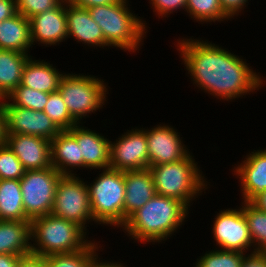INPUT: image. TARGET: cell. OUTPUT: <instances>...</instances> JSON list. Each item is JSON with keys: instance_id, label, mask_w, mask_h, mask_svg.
Returning <instances> with one entry per match:
<instances>
[{"instance_id": "cell-35", "label": "cell", "mask_w": 266, "mask_h": 267, "mask_svg": "<svg viewBox=\"0 0 266 267\" xmlns=\"http://www.w3.org/2000/svg\"><path fill=\"white\" fill-rule=\"evenodd\" d=\"M247 0H219L222 11L230 18L238 14ZM238 12V13H237Z\"/></svg>"}, {"instance_id": "cell-1", "label": "cell", "mask_w": 266, "mask_h": 267, "mask_svg": "<svg viewBox=\"0 0 266 267\" xmlns=\"http://www.w3.org/2000/svg\"><path fill=\"white\" fill-rule=\"evenodd\" d=\"M190 40L178 42L179 51L198 87L228 101L261 86L260 77L239 57L215 44Z\"/></svg>"}, {"instance_id": "cell-26", "label": "cell", "mask_w": 266, "mask_h": 267, "mask_svg": "<svg viewBox=\"0 0 266 267\" xmlns=\"http://www.w3.org/2000/svg\"><path fill=\"white\" fill-rule=\"evenodd\" d=\"M244 202L242 210L246 217L251 240L254 244L258 243L254 252H266V212L261 211L251 202Z\"/></svg>"}, {"instance_id": "cell-40", "label": "cell", "mask_w": 266, "mask_h": 267, "mask_svg": "<svg viewBox=\"0 0 266 267\" xmlns=\"http://www.w3.org/2000/svg\"><path fill=\"white\" fill-rule=\"evenodd\" d=\"M6 138H7L6 115L3 108V104L0 101V146L5 145Z\"/></svg>"}, {"instance_id": "cell-14", "label": "cell", "mask_w": 266, "mask_h": 267, "mask_svg": "<svg viewBox=\"0 0 266 267\" xmlns=\"http://www.w3.org/2000/svg\"><path fill=\"white\" fill-rule=\"evenodd\" d=\"M178 133L168 126L146 131L149 167L180 161L188 155Z\"/></svg>"}, {"instance_id": "cell-41", "label": "cell", "mask_w": 266, "mask_h": 267, "mask_svg": "<svg viewBox=\"0 0 266 267\" xmlns=\"http://www.w3.org/2000/svg\"><path fill=\"white\" fill-rule=\"evenodd\" d=\"M22 256L0 254V267H16Z\"/></svg>"}, {"instance_id": "cell-25", "label": "cell", "mask_w": 266, "mask_h": 267, "mask_svg": "<svg viewBox=\"0 0 266 267\" xmlns=\"http://www.w3.org/2000/svg\"><path fill=\"white\" fill-rule=\"evenodd\" d=\"M0 220H29L23 207L20 179L0 180Z\"/></svg>"}, {"instance_id": "cell-11", "label": "cell", "mask_w": 266, "mask_h": 267, "mask_svg": "<svg viewBox=\"0 0 266 267\" xmlns=\"http://www.w3.org/2000/svg\"><path fill=\"white\" fill-rule=\"evenodd\" d=\"M6 115L7 134L40 136L51 141L61 130L44 113L2 102Z\"/></svg>"}, {"instance_id": "cell-3", "label": "cell", "mask_w": 266, "mask_h": 267, "mask_svg": "<svg viewBox=\"0 0 266 267\" xmlns=\"http://www.w3.org/2000/svg\"><path fill=\"white\" fill-rule=\"evenodd\" d=\"M85 233L75 222L51 213L34 218L31 221V238L39 247L31 246L32 254L47 257L81 250L90 243L83 240Z\"/></svg>"}, {"instance_id": "cell-24", "label": "cell", "mask_w": 266, "mask_h": 267, "mask_svg": "<svg viewBox=\"0 0 266 267\" xmlns=\"http://www.w3.org/2000/svg\"><path fill=\"white\" fill-rule=\"evenodd\" d=\"M30 57L12 50L0 49V100L21 84L25 64Z\"/></svg>"}, {"instance_id": "cell-6", "label": "cell", "mask_w": 266, "mask_h": 267, "mask_svg": "<svg viewBox=\"0 0 266 267\" xmlns=\"http://www.w3.org/2000/svg\"><path fill=\"white\" fill-rule=\"evenodd\" d=\"M93 185L88 186L95 222L124 225V171L105 169Z\"/></svg>"}, {"instance_id": "cell-28", "label": "cell", "mask_w": 266, "mask_h": 267, "mask_svg": "<svg viewBox=\"0 0 266 267\" xmlns=\"http://www.w3.org/2000/svg\"><path fill=\"white\" fill-rule=\"evenodd\" d=\"M49 93L31 89L21 84L14 89L6 99H12L14 106L28 108L34 111H43L48 103Z\"/></svg>"}, {"instance_id": "cell-17", "label": "cell", "mask_w": 266, "mask_h": 267, "mask_svg": "<svg viewBox=\"0 0 266 267\" xmlns=\"http://www.w3.org/2000/svg\"><path fill=\"white\" fill-rule=\"evenodd\" d=\"M125 198L124 224L126 219L137 209L144 206L155 194L154 179L151 171L133 170L124 171Z\"/></svg>"}, {"instance_id": "cell-19", "label": "cell", "mask_w": 266, "mask_h": 267, "mask_svg": "<svg viewBox=\"0 0 266 267\" xmlns=\"http://www.w3.org/2000/svg\"><path fill=\"white\" fill-rule=\"evenodd\" d=\"M66 21L69 36L85 44L105 46L102 30L92 19L88 9L66 5Z\"/></svg>"}, {"instance_id": "cell-8", "label": "cell", "mask_w": 266, "mask_h": 267, "mask_svg": "<svg viewBox=\"0 0 266 267\" xmlns=\"http://www.w3.org/2000/svg\"><path fill=\"white\" fill-rule=\"evenodd\" d=\"M61 176L52 166L25 171L20 187L25 215L30 221L52 212L56 186Z\"/></svg>"}, {"instance_id": "cell-29", "label": "cell", "mask_w": 266, "mask_h": 267, "mask_svg": "<svg viewBox=\"0 0 266 267\" xmlns=\"http://www.w3.org/2000/svg\"><path fill=\"white\" fill-rule=\"evenodd\" d=\"M43 111L61 131L69 130L78 124L69 114L59 91L49 93L48 103Z\"/></svg>"}, {"instance_id": "cell-37", "label": "cell", "mask_w": 266, "mask_h": 267, "mask_svg": "<svg viewBox=\"0 0 266 267\" xmlns=\"http://www.w3.org/2000/svg\"><path fill=\"white\" fill-rule=\"evenodd\" d=\"M16 267H49V265L45 257L30 254L21 257Z\"/></svg>"}, {"instance_id": "cell-20", "label": "cell", "mask_w": 266, "mask_h": 267, "mask_svg": "<svg viewBox=\"0 0 266 267\" xmlns=\"http://www.w3.org/2000/svg\"><path fill=\"white\" fill-rule=\"evenodd\" d=\"M31 221L0 220V254L28 256L32 254Z\"/></svg>"}, {"instance_id": "cell-43", "label": "cell", "mask_w": 266, "mask_h": 267, "mask_svg": "<svg viewBox=\"0 0 266 267\" xmlns=\"http://www.w3.org/2000/svg\"><path fill=\"white\" fill-rule=\"evenodd\" d=\"M99 260L97 258H94L88 265V267H123L121 264L116 263H98Z\"/></svg>"}, {"instance_id": "cell-42", "label": "cell", "mask_w": 266, "mask_h": 267, "mask_svg": "<svg viewBox=\"0 0 266 267\" xmlns=\"http://www.w3.org/2000/svg\"><path fill=\"white\" fill-rule=\"evenodd\" d=\"M251 203L261 211L266 212V191L256 196Z\"/></svg>"}, {"instance_id": "cell-16", "label": "cell", "mask_w": 266, "mask_h": 267, "mask_svg": "<svg viewBox=\"0 0 266 267\" xmlns=\"http://www.w3.org/2000/svg\"><path fill=\"white\" fill-rule=\"evenodd\" d=\"M80 144L81 156H83V167L108 169L110 165V143L109 140L99 134L84 129L78 125L68 130Z\"/></svg>"}, {"instance_id": "cell-2", "label": "cell", "mask_w": 266, "mask_h": 267, "mask_svg": "<svg viewBox=\"0 0 266 267\" xmlns=\"http://www.w3.org/2000/svg\"><path fill=\"white\" fill-rule=\"evenodd\" d=\"M187 213L188 206L185 203L155 194L144 206L133 212L123 226L134 239L159 242L167 239L182 224Z\"/></svg>"}, {"instance_id": "cell-7", "label": "cell", "mask_w": 266, "mask_h": 267, "mask_svg": "<svg viewBox=\"0 0 266 267\" xmlns=\"http://www.w3.org/2000/svg\"><path fill=\"white\" fill-rule=\"evenodd\" d=\"M106 90L98 78L77 74L63 75L58 88L69 114L78 124L80 118L102 106L106 99Z\"/></svg>"}, {"instance_id": "cell-27", "label": "cell", "mask_w": 266, "mask_h": 267, "mask_svg": "<svg viewBox=\"0 0 266 267\" xmlns=\"http://www.w3.org/2000/svg\"><path fill=\"white\" fill-rule=\"evenodd\" d=\"M95 243L90 242L85 248L63 254H54L45 257L49 267H88L89 263L97 256Z\"/></svg>"}, {"instance_id": "cell-23", "label": "cell", "mask_w": 266, "mask_h": 267, "mask_svg": "<svg viewBox=\"0 0 266 267\" xmlns=\"http://www.w3.org/2000/svg\"><path fill=\"white\" fill-rule=\"evenodd\" d=\"M63 74H59L50 63L28 59L24 66L21 85L46 93L58 91L59 82Z\"/></svg>"}, {"instance_id": "cell-32", "label": "cell", "mask_w": 266, "mask_h": 267, "mask_svg": "<svg viewBox=\"0 0 266 267\" xmlns=\"http://www.w3.org/2000/svg\"><path fill=\"white\" fill-rule=\"evenodd\" d=\"M25 171L22 163L11 149L6 144L0 146V180L21 179Z\"/></svg>"}, {"instance_id": "cell-38", "label": "cell", "mask_w": 266, "mask_h": 267, "mask_svg": "<svg viewBox=\"0 0 266 267\" xmlns=\"http://www.w3.org/2000/svg\"><path fill=\"white\" fill-rule=\"evenodd\" d=\"M65 4H71L73 6H77L80 8H90L95 6H103V5H109L114 4L118 0H64Z\"/></svg>"}, {"instance_id": "cell-18", "label": "cell", "mask_w": 266, "mask_h": 267, "mask_svg": "<svg viewBox=\"0 0 266 267\" xmlns=\"http://www.w3.org/2000/svg\"><path fill=\"white\" fill-rule=\"evenodd\" d=\"M235 171L241 179L244 201L251 202L266 191V149L249 154Z\"/></svg>"}, {"instance_id": "cell-30", "label": "cell", "mask_w": 266, "mask_h": 267, "mask_svg": "<svg viewBox=\"0 0 266 267\" xmlns=\"http://www.w3.org/2000/svg\"><path fill=\"white\" fill-rule=\"evenodd\" d=\"M186 11L197 21H221L229 18L220 6L219 0H187Z\"/></svg>"}, {"instance_id": "cell-12", "label": "cell", "mask_w": 266, "mask_h": 267, "mask_svg": "<svg viewBox=\"0 0 266 267\" xmlns=\"http://www.w3.org/2000/svg\"><path fill=\"white\" fill-rule=\"evenodd\" d=\"M215 219L214 239L223 250L243 252L251 247L253 242L242 208L221 211Z\"/></svg>"}, {"instance_id": "cell-13", "label": "cell", "mask_w": 266, "mask_h": 267, "mask_svg": "<svg viewBox=\"0 0 266 267\" xmlns=\"http://www.w3.org/2000/svg\"><path fill=\"white\" fill-rule=\"evenodd\" d=\"M5 144L25 170L51 167V142L48 139L35 135L7 134Z\"/></svg>"}, {"instance_id": "cell-31", "label": "cell", "mask_w": 266, "mask_h": 267, "mask_svg": "<svg viewBox=\"0 0 266 267\" xmlns=\"http://www.w3.org/2000/svg\"><path fill=\"white\" fill-rule=\"evenodd\" d=\"M244 252L216 250L206 253L195 267H242Z\"/></svg>"}, {"instance_id": "cell-36", "label": "cell", "mask_w": 266, "mask_h": 267, "mask_svg": "<svg viewBox=\"0 0 266 267\" xmlns=\"http://www.w3.org/2000/svg\"><path fill=\"white\" fill-rule=\"evenodd\" d=\"M242 267H266V252L255 251L244 256Z\"/></svg>"}, {"instance_id": "cell-4", "label": "cell", "mask_w": 266, "mask_h": 267, "mask_svg": "<svg viewBox=\"0 0 266 267\" xmlns=\"http://www.w3.org/2000/svg\"><path fill=\"white\" fill-rule=\"evenodd\" d=\"M126 0L114 4L88 8L92 19L101 28L105 46H116L124 50H137L144 37L145 24L127 6Z\"/></svg>"}, {"instance_id": "cell-22", "label": "cell", "mask_w": 266, "mask_h": 267, "mask_svg": "<svg viewBox=\"0 0 266 267\" xmlns=\"http://www.w3.org/2000/svg\"><path fill=\"white\" fill-rule=\"evenodd\" d=\"M32 45L30 21L16 13L0 22V49L27 53Z\"/></svg>"}, {"instance_id": "cell-5", "label": "cell", "mask_w": 266, "mask_h": 267, "mask_svg": "<svg viewBox=\"0 0 266 267\" xmlns=\"http://www.w3.org/2000/svg\"><path fill=\"white\" fill-rule=\"evenodd\" d=\"M197 164L188 154L180 161L150 166L156 194L174 198L190 206V200L205 188Z\"/></svg>"}, {"instance_id": "cell-21", "label": "cell", "mask_w": 266, "mask_h": 267, "mask_svg": "<svg viewBox=\"0 0 266 267\" xmlns=\"http://www.w3.org/2000/svg\"><path fill=\"white\" fill-rule=\"evenodd\" d=\"M51 166L62 175H74L68 170L69 167H83L80 144L68 131L63 130L51 141ZM67 168V169H66Z\"/></svg>"}, {"instance_id": "cell-34", "label": "cell", "mask_w": 266, "mask_h": 267, "mask_svg": "<svg viewBox=\"0 0 266 267\" xmlns=\"http://www.w3.org/2000/svg\"><path fill=\"white\" fill-rule=\"evenodd\" d=\"M152 6L156 9L155 11L159 14V16L162 15H168V13H172L173 10L179 9V8H185L187 0H151Z\"/></svg>"}, {"instance_id": "cell-9", "label": "cell", "mask_w": 266, "mask_h": 267, "mask_svg": "<svg viewBox=\"0 0 266 267\" xmlns=\"http://www.w3.org/2000/svg\"><path fill=\"white\" fill-rule=\"evenodd\" d=\"M51 214L75 222L85 230L86 220L94 221L88 185L74 175H62L56 186Z\"/></svg>"}, {"instance_id": "cell-33", "label": "cell", "mask_w": 266, "mask_h": 267, "mask_svg": "<svg viewBox=\"0 0 266 267\" xmlns=\"http://www.w3.org/2000/svg\"><path fill=\"white\" fill-rule=\"evenodd\" d=\"M62 0H16L17 13L31 17L56 7Z\"/></svg>"}, {"instance_id": "cell-10", "label": "cell", "mask_w": 266, "mask_h": 267, "mask_svg": "<svg viewBox=\"0 0 266 267\" xmlns=\"http://www.w3.org/2000/svg\"><path fill=\"white\" fill-rule=\"evenodd\" d=\"M109 168L119 171L149 168L146 130H132L116 143H110Z\"/></svg>"}, {"instance_id": "cell-39", "label": "cell", "mask_w": 266, "mask_h": 267, "mask_svg": "<svg viewBox=\"0 0 266 267\" xmlns=\"http://www.w3.org/2000/svg\"><path fill=\"white\" fill-rule=\"evenodd\" d=\"M17 13L16 0H0V22Z\"/></svg>"}, {"instance_id": "cell-15", "label": "cell", "mask_w": 266, "mask_h": 267, "mask_svg": "<svg viewBox=\"0 0 266 267\" xmlns=\"http://www.w3.org/2000/svg\"><path fill=\"white\" fill-rule=\"evenodd\" d=\"M61 1L56 7L29 19L31 41L54 45L69 37L67 32L66 7ZM64 5V6H63Z\"/></svg>"}]
</instances>
